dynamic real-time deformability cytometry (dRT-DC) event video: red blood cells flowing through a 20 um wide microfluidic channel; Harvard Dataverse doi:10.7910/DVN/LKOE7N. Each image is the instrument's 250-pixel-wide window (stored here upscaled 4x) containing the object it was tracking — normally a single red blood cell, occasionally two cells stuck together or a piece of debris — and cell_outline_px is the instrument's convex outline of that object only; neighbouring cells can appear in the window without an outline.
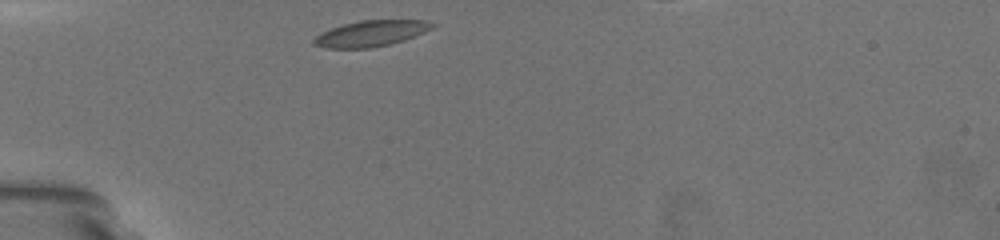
{"species": "common noctule bat (a hibernating species)", "species_latin": "Nyctalus noctula", "temperature_condition": "warm", "stored_images_in_passage": 41, "camera_frame_rate_fps": 3000, "um_per_image_px": 0.085, "animal": {"sex": "female", "body_mass_g": 19.5, "forearm_length_mm": 54.1}, "frame": {"image": 1, "passage_image": 1, "time_ms": 0.0, "image_size_px": [1000, 240], "cell_outline_px": [[436, 24], [432, 28], [424, 32], [404, 40], [388, 44], [368, 48], [324, 48], [312, 44], [312, 40], [320, 32], [344, 24], [360, 20], [428, 20]], "centroid_in_image_um": [31.5, 2.84], "position_along_channel_um": 53.5, "area_um2": 17.86}}
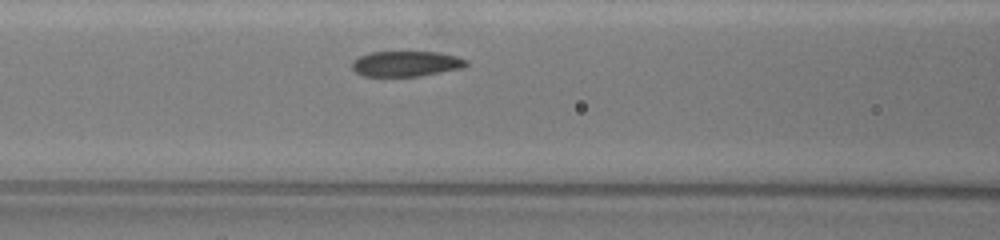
{"frame": {"image": 2, "passage_image": 25, "time_ms": 2.667, "image_size_px": [1000, 240], "cell_outline_px": [[468, 64], [464, 68], [420, 76], [364, 76], [356, 72], [352, 68], [352, 60], [360, 56], [372, 52], [436, 52], [456, 56], [468, 60]], "centroid_in_image_um": [34.54, 5.42], "position_along_channel_um": 132.1, "area_um2": 16.94}}
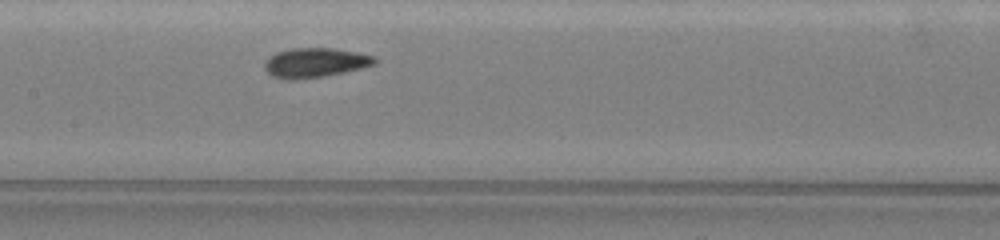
{"frame": {"image": 3, "passage_image": 33, "time_ms": 4.0, "image_size_px": [1000, 240], "cell_outline_px": [[376, 60], [372, 64], [360, 68], [320, 76], [296, 80], [288, 80], [272, 76], [264, 68], [264, 60], [268, 56], [276, 52], [292, 48], [336, 48], [356, 52], [372, 56]], "centroid_in_image_um": [26.68, 5.31], "position_along_channel_um": 180.7, "area_um2": 18.67}}